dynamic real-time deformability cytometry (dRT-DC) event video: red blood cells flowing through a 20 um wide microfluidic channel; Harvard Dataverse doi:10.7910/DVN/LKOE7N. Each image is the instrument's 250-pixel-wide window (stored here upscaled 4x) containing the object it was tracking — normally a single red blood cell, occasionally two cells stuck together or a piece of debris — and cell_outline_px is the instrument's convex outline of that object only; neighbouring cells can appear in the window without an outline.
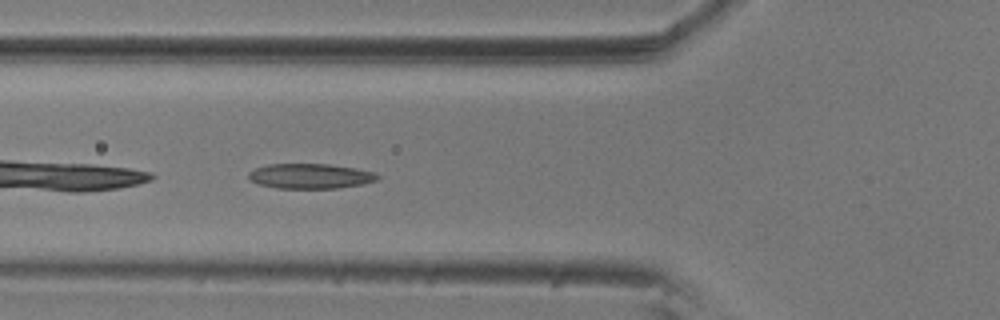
{"species": "common noctule bat (a hibernating species)", "species_latin": "Nyctalus noctula", "temperature_condition": "room temperature", "stored_images_in_passage": 6, "camera_frame_rate_fps": 3000, "um_per_image_px": 0.085, "animal": {"sex": "male", "body_mass_g": 20.5, "forearm_length_mm": 52.5}, "frame": {"image": 1, "passage_image": 6, "time_ms": 1.667, "image_size_px": [1000, 320], "cell_outline_px": [[380, 176], [376, 180], [360, 184], [336, 188], [276, 188], [256, 184], [248, 180], [248, 172], [256, 168], [268, 164], [328, 164], [352, 168], [372, 172]], "centroid_in_image_um": [26.27, 14.97], "position_along_channel_um": 99.5, "area_um2": 18.61}}